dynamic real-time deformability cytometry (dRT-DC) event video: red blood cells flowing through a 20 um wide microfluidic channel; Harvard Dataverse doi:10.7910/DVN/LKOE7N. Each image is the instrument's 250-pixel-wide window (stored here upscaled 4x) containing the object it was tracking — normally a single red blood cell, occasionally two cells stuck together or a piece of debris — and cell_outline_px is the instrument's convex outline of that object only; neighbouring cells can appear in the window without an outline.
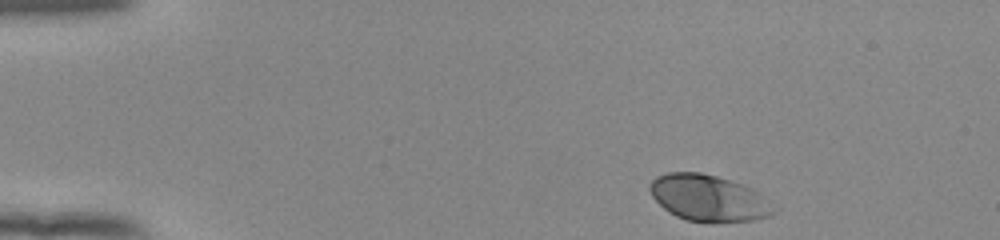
{"species": "human", "species_latin": "Homo sapiens", "temperature_condition": "room temperature", "stored_images_in_passage": 46, "camera_frame_rate_fps": 3000, "um_per_image_px": 0.085, "donor": {"sex": "female"}, "frame": {"image": 1, "passage_image": 1, "time_ms": 0.0, "image_size_px": [1000, 240], "cell_outline_px": [[780, 208], [776, 212], [768, 216], [756, 220], [684, 220], [676, 216], [664, 208], [652, 196], [648, 188], [648, 184], [656, 176], [668, 172], [700, 172], [716, 176], [752, 188]], "centroid_in_image_um": [60.23, 16.81], "position_along_channel_um": 24.8, "area_um2": 33.06}}
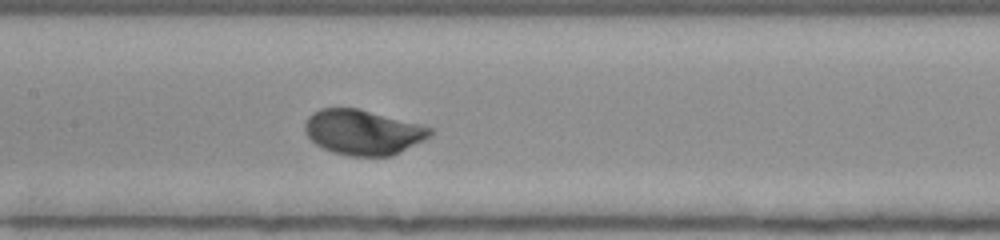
{"frame": {"image": 2, "passage_image": 20, "time_ms": 6.333, "image_size_px": [1000, 240], "cell_outline_px": [[432, 136], [392, 156], [348, 156], [332, 152], [316, 144], [304, 132], [304, 124], [308, 116], [312, 112], [320, 108], [360, 108], [420, 124], [432, 128]], "centroid_in_image_um": [30.84, 11.23], "position_along_channel_um": 176.6, "area_um2": 33.12}}
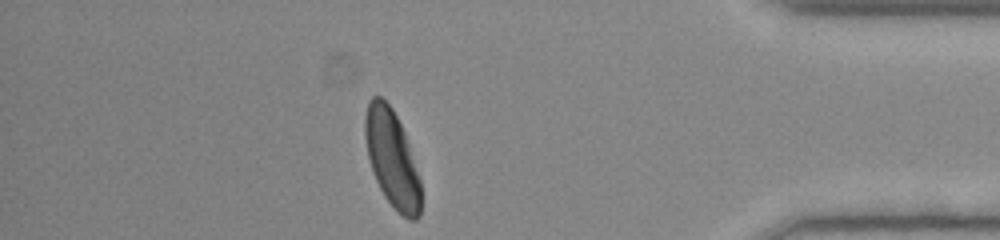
{"frame": {"image": 3, "passage_image": 40, "time_ms": 13.0, "image_size_px": [1000, 240], "cell_outline_px": [[420, 216], [416, 220], [408, 220], [384, 196], [372, 172], [368, 156], [364, 136], [364, 116], [368, 100], [372, 96], [380, 96], [392, 108], [404, 132], [420, 180]], "centroid_in_image_um": [33.29, 13.45], "position_along_channel_um": 401.9, "area_um2": 31.21}, "authors_computed_cell_mechanics": {"area_um2": 32.6859, "velocity_mm_per_s": 3.8769, "shape_relaxation_time_tau1_ms": 1.9227, "shape_relaxation_time_tau2_ms": null, "deformation_change_tau1": 0.1311, "deformation_change_tau2": null}}